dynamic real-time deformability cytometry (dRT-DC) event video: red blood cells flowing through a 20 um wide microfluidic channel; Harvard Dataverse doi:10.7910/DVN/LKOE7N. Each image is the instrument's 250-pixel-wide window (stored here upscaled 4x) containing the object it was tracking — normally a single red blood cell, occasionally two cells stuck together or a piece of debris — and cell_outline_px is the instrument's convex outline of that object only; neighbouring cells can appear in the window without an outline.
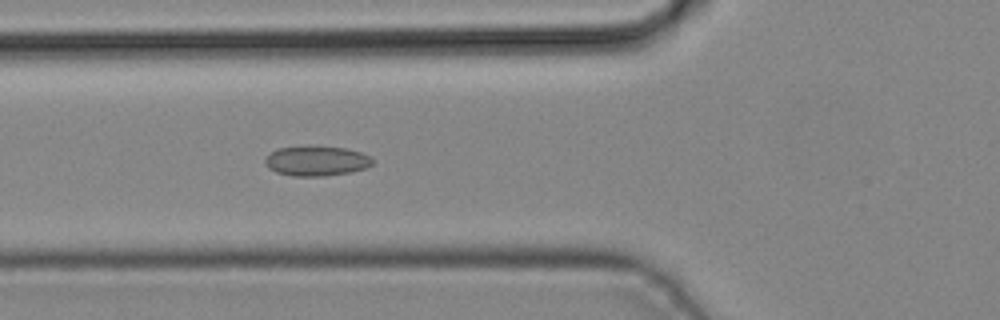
{"species": "common noctule bat (a hibernating species)", "species_latin": "Nyctalus noctula", "temperature_condition": "cold", "stored_images_in_passage": 22, "segment_of_instrument_passage": [1, 2], "camera_frame_rate_fps": 3000, "um_per_image_px": 0.085, "animal": {"sex": "male", "body_mass_g": 19.2, "forearm_length_mm": 51.8}, "frame": {"image": 1, "passage_image": 6, "time_ms": 1.667, "image_size_px": [1000, 320], "cell_outline_px": [[372, 164], [364, 168], [352, 172], [324, 176], [292, 176], [276, 172], [268, 168], [264, 160], [272, 152], [280, 148], [344, 148], [360, 152], [372, 156]], "centroid_in_image_um": [26.92, 13.72], "position_along_channel_um": 98.9, "area_um2": 18.09}}
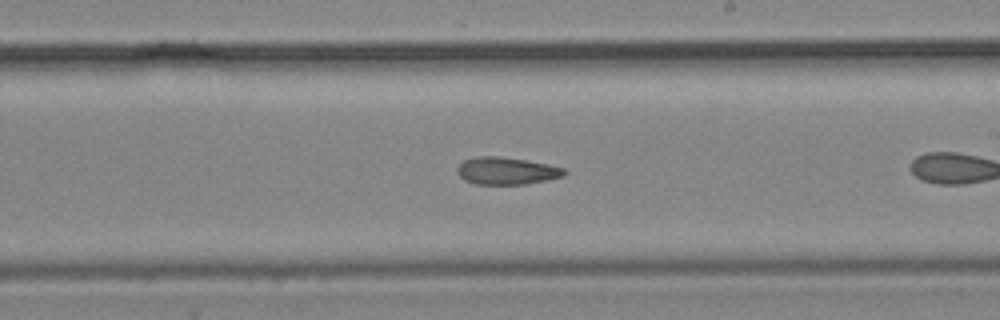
{"frame": {"image": 2, "passage_image": 13, "time_ms": 4.0, "image_size_px": [1000, 320], "cell_outline_px": [[568, 172], [564, 176], [524, 184], [476, 184], [464, 180], [456, 172], [456, 168], [464, 160], [476, 156], [500, 156], [548, 164], [564, 168]], "centroid_in_image_um": [43.03, 14.52], "position_along_channel_um": 246.0, "area_um2": 16.99}}
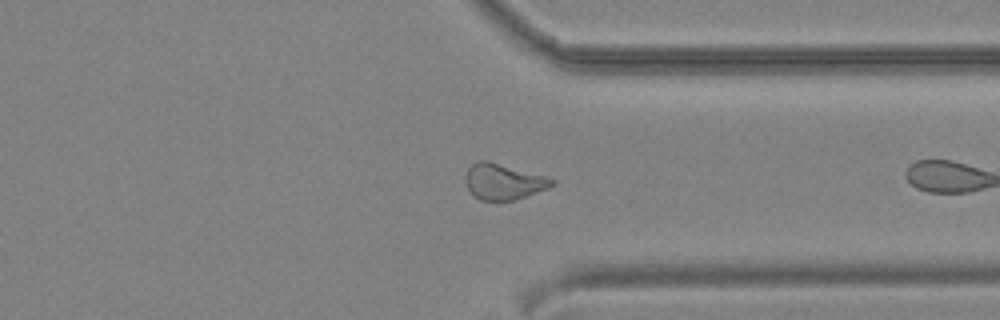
{"frame": {"image": 3, "passage_image": 21, "time_ms": 6.667, "image_size_px": [1000, 320], "cell_outline_px": [[556, 184], [548, 188], [512, 200], [480, 200], [468, 188], [464, 180], [464, 176], [468, 168], [472, 164], [480, 160], [488, 160], [544, 176], [556, 180]], "centroid_in_image_um": [42.77, 15.42], "position_along_channel_um": 368.6, "area_um2": 17.8}}